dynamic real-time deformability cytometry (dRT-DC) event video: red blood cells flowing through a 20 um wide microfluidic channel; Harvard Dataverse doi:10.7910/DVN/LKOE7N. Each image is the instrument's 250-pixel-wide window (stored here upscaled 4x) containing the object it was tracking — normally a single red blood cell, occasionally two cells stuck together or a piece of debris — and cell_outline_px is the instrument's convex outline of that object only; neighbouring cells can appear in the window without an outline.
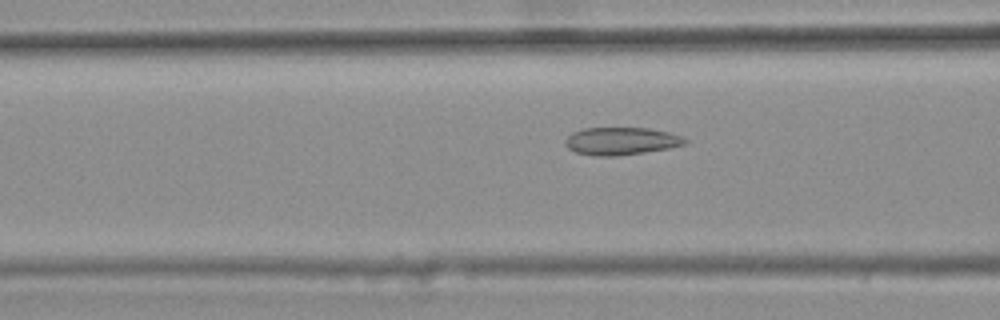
{"species": "common noctule bat (a hibernating species)", "species_latin": "Nyctalus noctula", "temperature_condition": "warm", "stored_images_in_passage": 49, "camera_frame_rate_fps": 3000, "um_per_image_px": 0.085, "animal": {"sex": "female", "body_mass_g": 25.1}, "frame": {"image": 1, "passage_image": 21, "time_ms": 6.667, "image_size_px": [1000, 320], "cell_outline_px": [[688, 140], [684, 144], [668, 148], [644, 152], [616, 156], [592, 156], [576, 152], [568, 148], [564, 144], [564, 140], [572, 132], [584, 128], [648, 128], [668, 132], [680, 136]], "centroid_in_image_um": [52.74, 11.99], "position_along_channel_um": 113.9, "area_um2": 19.19}}
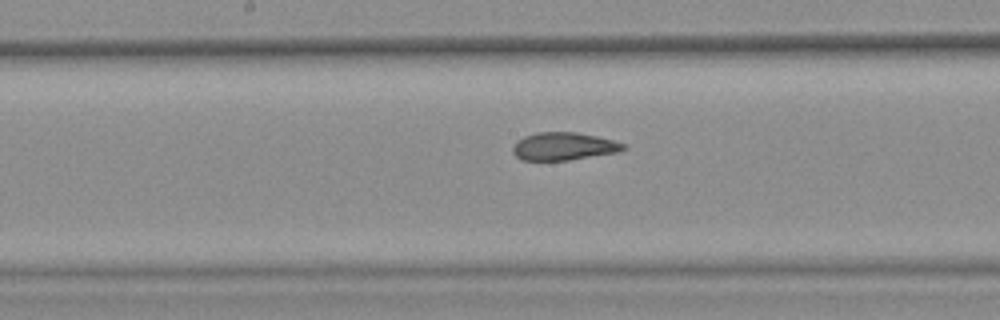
{"frame": {"image": 2, "passage_image": 28, "time_ms": 9.0, "image_size_px": [1000, 320], "cell_outline_px": [[628, 148], [620, 152], [568, 160], [520, 160], [512, 152], [512, 148], [516, 140], [524, 136], [536, 132], [576, 132], [596, 136], [628, 144]], "centroid_in_image_um": [47.93, 12.44], "position_along_channel_um": 200.3, "area_um2": 18.15}}
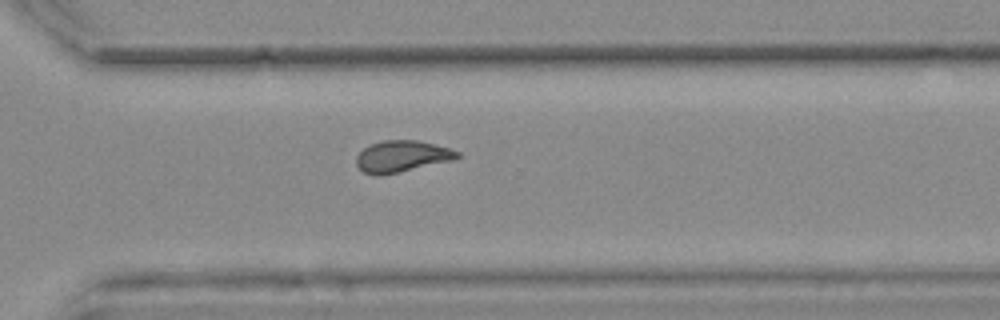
{"frame": {"image": 3, "passage_image": 39, "time_ms": 12.667, "image_size_px": [1000, 320], "cell_outline_px": [[460, 156], [452, 160], [400, 172], [376, 176], [364, 172], [356, 164], [356, 156], [364, 148], [372, 144], [384, 140], [416, 140], [448, 148], [460, 152]], "centroid_in_image_um": [34.14, 13.29], "position_along_channel_um": 336.5, "area_um2": 18.26}, "authors_computed_cell_mechanics": {"area_um2": 19.1318, "velocity_mm_per_s": 3.7093, "shape_relaxation_time_tau1_ms": null, "shape_relaxation_time_tau2_ms": 1.6295, "deformation_change_tau1": null, "deformation_change_tau2": 0.0777}}